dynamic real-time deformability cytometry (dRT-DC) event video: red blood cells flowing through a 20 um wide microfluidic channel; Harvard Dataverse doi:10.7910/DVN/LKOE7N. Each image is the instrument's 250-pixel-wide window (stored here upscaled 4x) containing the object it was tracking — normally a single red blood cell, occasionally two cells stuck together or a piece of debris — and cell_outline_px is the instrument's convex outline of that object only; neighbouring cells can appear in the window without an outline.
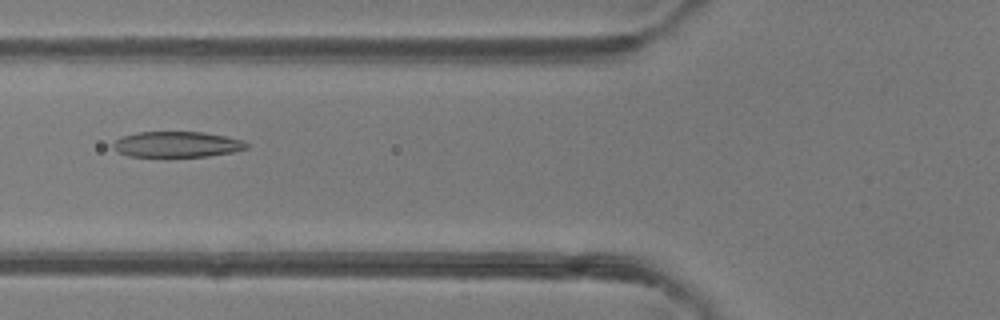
{"species": "common noctule bat (a hibernating species)", "species_latin": "Nyctalus noctula", "temperature_condition": "room temperature", "stored_images_in_passage": 2, "camera_frame_rate_fps": 3000, "um_per_image_px": 0.085, "animal": {"sex": "female"}, "frame": {"image": 1, "passage_image": 2, "time_ms": 1.0, "image_size_px": [1000, 320], "cell_outline_px": [[248, 148], [232, 152], [208, 156], [128, 156], [112, 148], [112, 144], [120, 136], [136, 132], [204, 132], [244, 140], [248, 144]], "centroid_in_image_um": [15.03, 12.26], "position_along_channel_um": 110.8, "area_um2": 19.94}}